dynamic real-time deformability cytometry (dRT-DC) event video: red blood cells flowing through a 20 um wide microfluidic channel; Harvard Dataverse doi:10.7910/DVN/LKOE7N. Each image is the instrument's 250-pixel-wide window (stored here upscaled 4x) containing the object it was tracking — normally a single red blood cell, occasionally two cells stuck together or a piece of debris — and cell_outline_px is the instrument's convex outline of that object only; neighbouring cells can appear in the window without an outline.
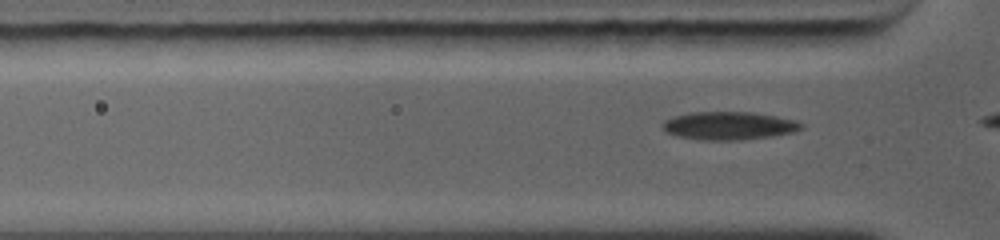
{"species": "common noctule bat (a hibernating species)", "species_latin": "Nyctalus noctula", "temperature_condition": "warm", "stored_images_in_passage": 8, "camera_frame_rate_fps": 5000, "um_per_image_px": 0.085, "animal": {"sex": "female", "body_mass_g": 19.0, "forearm_length_mm": 56.7}, "frame": {"image": 1, "passage_image": 5, "time_ms": 0.6, "image_size_px": [1000, 240], "cell_outline_px": [[804, 128], [796, 132], [768, 136], [736, 140], [700, 140], [676, 136], [664, 132], [660, 128], [660, 124], [664, 120], [672, 116], [692, 112], [752, 112], [796, 120], [804, 124]], "centroid_in_image_um": [61.89, 10.68], "position_along_channel_um": 63.9, "area_um2": 22.95}}